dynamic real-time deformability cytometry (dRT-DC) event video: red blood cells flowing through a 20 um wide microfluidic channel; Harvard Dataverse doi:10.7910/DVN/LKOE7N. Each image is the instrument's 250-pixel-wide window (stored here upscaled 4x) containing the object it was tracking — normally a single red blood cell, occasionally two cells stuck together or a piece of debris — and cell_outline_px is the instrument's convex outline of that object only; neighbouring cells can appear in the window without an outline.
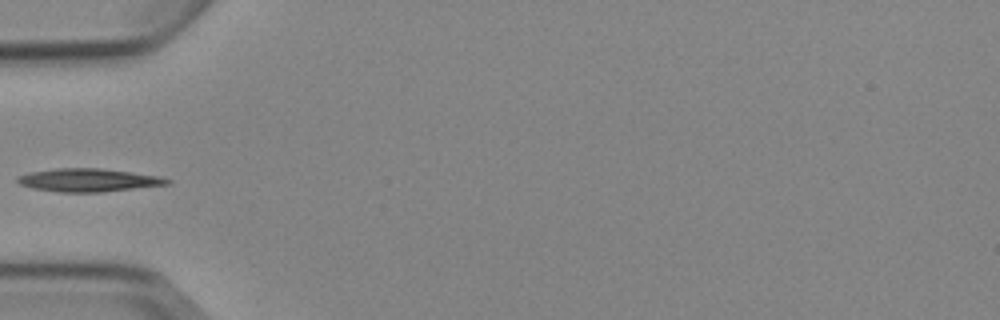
{"species": "Egyptian fruit bat (a non-hibernating species)", "species_latin": "Rousettus aegyptiacus", "temperature_condition": "cold", "stored_images_in_passage": 6, "camera_frame_rate_fps": 3000, "um_per_image_px": 0.085, "animal": {"sex": "female"}, "frame": {"image": 1, "passage_image": 6, "time_ms": 6.0, "image_size_px": [1000, 320], "cell_outline_px": [[172, 184], [100, 192], [60, 192], [32, 188], [20, 184], [16, 180], [16, 176], [28, 172], [56, 168], [100, 168], [160, 176], [172, 180]], "centroid_in_image_um": [7.51, 15.3], "position_along_channel_um": 77.5, "area_um2": 20.23}}